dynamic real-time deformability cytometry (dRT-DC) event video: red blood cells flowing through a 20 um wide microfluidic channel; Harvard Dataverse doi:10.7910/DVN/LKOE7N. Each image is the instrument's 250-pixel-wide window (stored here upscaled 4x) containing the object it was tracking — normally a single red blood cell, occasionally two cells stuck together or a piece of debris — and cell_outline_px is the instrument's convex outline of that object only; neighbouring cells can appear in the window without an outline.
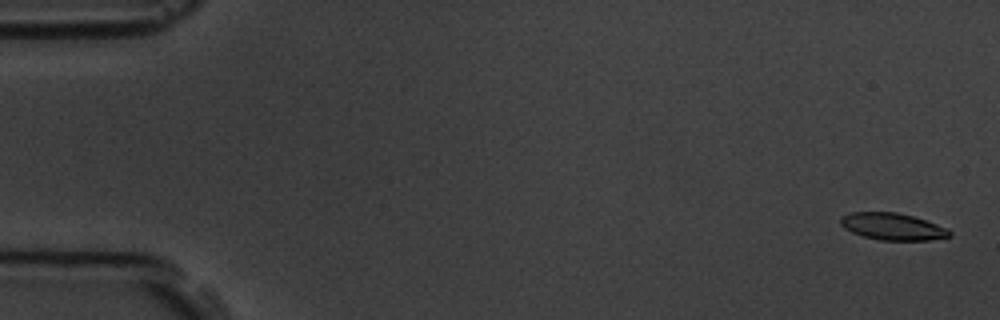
{"species": "common noctule bat (a hibernating species)", "species_latin": "Nyctalus noctula", "temperature_condition": "room temperature", "stored_images_in_passage": 5, "camera_frame_rate_fps": 3000, "um_per_image_px": 0.085, "animal": {"sex": "male", "body_mass_g": 19.5, "forearm_length_mm": 54.6}, "frame": {"image": 1, "passage_image": 1, "time_ms": 0.0, "image_size_px": [1000, 320], "cell_outline_px": [[952, 236], [928, 240], [880, 240], [864, 236], [852, 232], [844, 228], [840, 224], [840, 216], [852, 212], [896, 212], [912, 216], [948, 228], [952, 232]], "centroid_in_image_um": [75.86, 19.25], "position_along_channel_um": 9.1, "area_um2": 17.05}}